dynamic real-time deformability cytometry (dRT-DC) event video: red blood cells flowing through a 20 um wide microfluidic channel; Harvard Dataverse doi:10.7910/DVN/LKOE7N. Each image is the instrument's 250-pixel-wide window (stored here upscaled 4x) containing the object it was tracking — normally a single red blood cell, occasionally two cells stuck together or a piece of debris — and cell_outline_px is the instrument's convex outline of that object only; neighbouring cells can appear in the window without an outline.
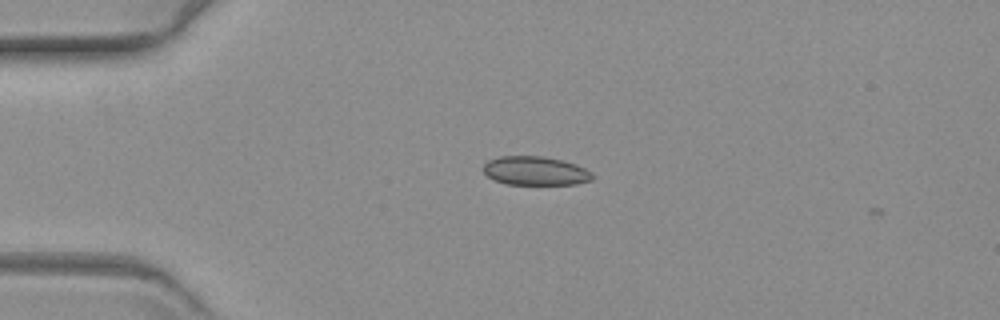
{"species": "common noctule bat (a hibernating species)", "species_latin": "Nyctalus noctula", "temperature_condition": "warm", "stored_images_in_passage": 4, "camera_frame_rate_fps": 3000, "um_per_image_px": 0.085, "animal": {"sex": "female", "body_mass_g": 19.3, "forearm_length_mm": 54.1}, "frame": {"image": 1, "passage_image": 2, "time_ms": 0.333, "image_size_px": [1000, 320], "cell_outline_px": [[592, 180], [576, 184], [504, 184], [488, 176], [484, 172], [484, 164], [488, 160], [500, 156], [544, 156], [576, 164], [592, 172]], "centroid_in_image_um": [45.5, 14.52], "position_along_channel_um": 39.5, "area_um2": 18.21}}